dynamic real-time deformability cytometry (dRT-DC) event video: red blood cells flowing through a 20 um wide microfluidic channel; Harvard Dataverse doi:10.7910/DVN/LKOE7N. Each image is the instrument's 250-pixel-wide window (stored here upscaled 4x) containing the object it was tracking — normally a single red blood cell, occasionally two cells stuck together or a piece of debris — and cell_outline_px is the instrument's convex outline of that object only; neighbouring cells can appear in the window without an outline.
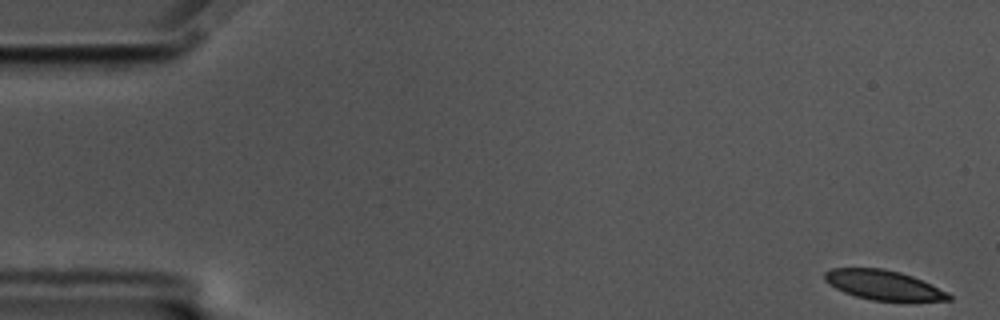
{"species": "common noctule bat (a hibernating species)", "species_latin": "Nyctalus noctula", "temperature_condition": "cold", "stored_images_in_passage": 11, "camera_frame_rate_fps": 3000, "um_per_image_px": 0.085, "animal": {"sex": "male", "body_mass_g": 17.5, "forearm_length_mm": 52.3}, "frame": {"image": 1, "passage_image": 1, "time_ms": 0.0, "image_size_px": [1000, 320], "cell_outline_px": [[952, 300], [872, 300], [856, 296], [844, 292], [828, 284], [824, 280], [824, 272], [832, 268], [884, 268], [900, 272], [912, 276], [948, 292], [952, 296]], "centroid_in_image_um": [75.05, 24.21], "position_along_channel_um": 9.9, "area_um2": 21.15}}